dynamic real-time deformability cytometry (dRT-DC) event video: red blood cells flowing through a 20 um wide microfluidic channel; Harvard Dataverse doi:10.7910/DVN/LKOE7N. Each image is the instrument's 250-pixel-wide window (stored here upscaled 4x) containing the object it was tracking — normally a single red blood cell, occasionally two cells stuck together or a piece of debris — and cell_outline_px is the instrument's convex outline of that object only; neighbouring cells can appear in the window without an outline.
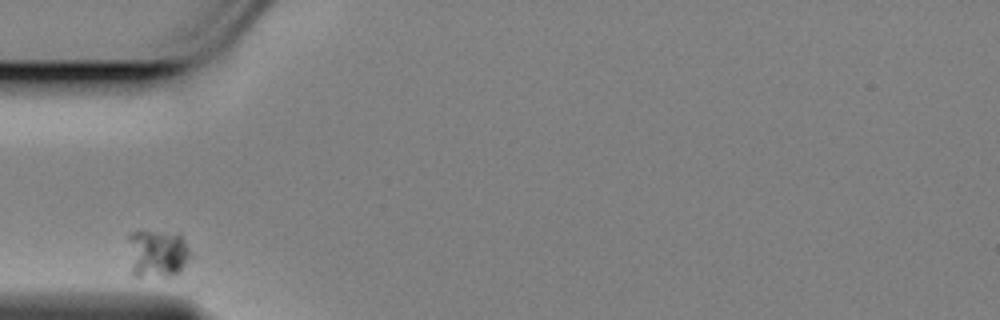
{"species": "Egyptian fruit bat (a non-hibernating species)", "species_latin": "Rousettus aegyptiacus", "temperature_condition": "cold", "stored_images_in_passage": 32, "camera_frame_rate_fps": 3000, "um_per_image_px": 0.085, "animal": {"sex": "female"}, "frame": {"image": 1, "passage_image": 1, "time_ms": 0.0, "image_size_px": [1000, 320], "cell_outline_px": [[188, 256], [184, 264], [176, 272], [168, 276], [136, 276], [132, 272], [128, 240], [128, 236], [132, 232], [180, 232], [188, 248]], "centroid_in_image_um": [13.34, 21.51], "position_along_channel_um": 71.7, "area_um2": 16.88}}
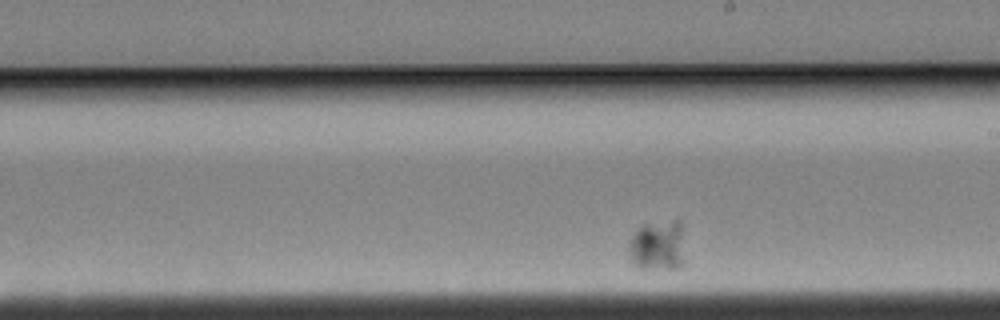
{"frame": {"image": 2, "passage_image": 18, "time_ms": 5.667, "image_size_px": [1000, 320], "cell_outline_px": [[684, 264], [680, 268], [640, 268], [632, 260], [628, 248], [628, 244], [636, 228], [640, 224], [672, 220], [680, 220], [684, 224]], "centroid_in_image_um": [55.96, 20.82], "position_along_channel_um": 233.0, "area_um2": 17.11}}
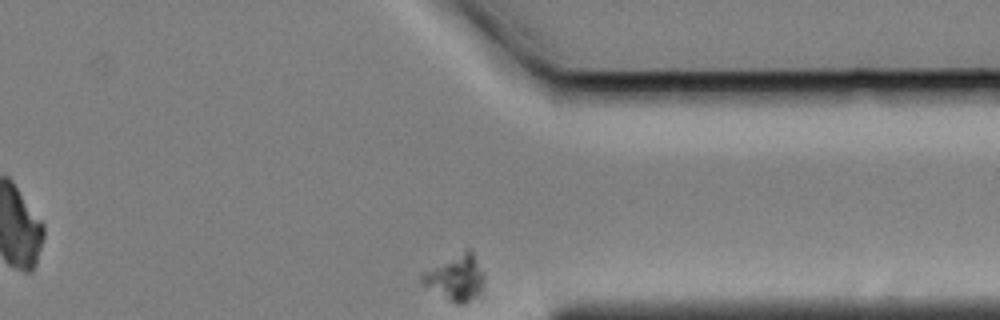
{"frame": {"image": 3, "passage_image": 32, "time_ms": 10.333, "image_size_px": [1000, 320], "cell_outline_px": [[484, 284], [480, 292], [476, 296], [464, 304], [456, 304], [448, 300], [420, 284], [420, 272], [468, 248], [472, 248], [484, 272]], "centroid_in_image_um": [38.72, 23.59], "position_along_channel_um": 372.7, "area_um2": 17.05}}